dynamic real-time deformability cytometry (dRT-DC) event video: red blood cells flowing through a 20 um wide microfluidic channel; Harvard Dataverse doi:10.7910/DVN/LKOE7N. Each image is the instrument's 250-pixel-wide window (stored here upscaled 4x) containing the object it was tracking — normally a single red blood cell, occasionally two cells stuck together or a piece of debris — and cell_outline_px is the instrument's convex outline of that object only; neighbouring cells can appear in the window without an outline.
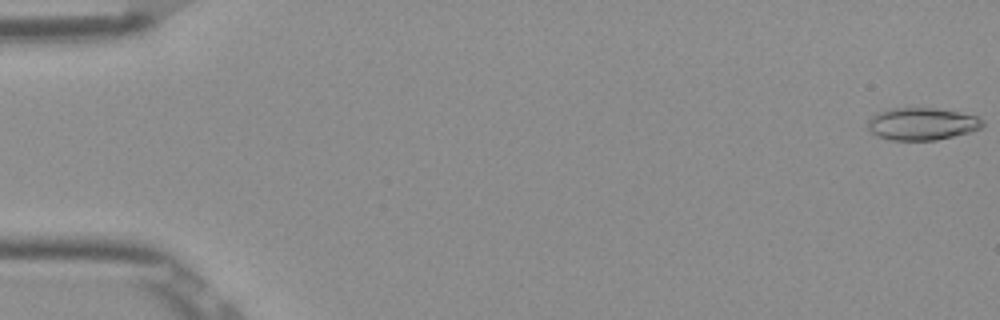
{"species": "Egyptian fruit bat (a non-hibernating species)", "species_latin": "Rousettus aegyptiacus", "temperature_condition": "room temperature", "stored_images_in_passage": 10, "camera_frame_rate_fps": 3000, "um_per_image_px": 0.085, "frame": {"image": 1, "passage_image": 1, "time_ms": 0.0, "image_size_px": [1000, 320], "cell_outline_px": [[984, 128], [972, 132], [936, 140], [888, 140], [876, 136], [868, 132], [868, 120], [876, 112], [892, 108], [936, 108], [976, 116], [984, 120]], "centroid_in_image_um": [78.35, 10.54], "position_along_channel_um": 6.6, "area_um2": 21.96}}